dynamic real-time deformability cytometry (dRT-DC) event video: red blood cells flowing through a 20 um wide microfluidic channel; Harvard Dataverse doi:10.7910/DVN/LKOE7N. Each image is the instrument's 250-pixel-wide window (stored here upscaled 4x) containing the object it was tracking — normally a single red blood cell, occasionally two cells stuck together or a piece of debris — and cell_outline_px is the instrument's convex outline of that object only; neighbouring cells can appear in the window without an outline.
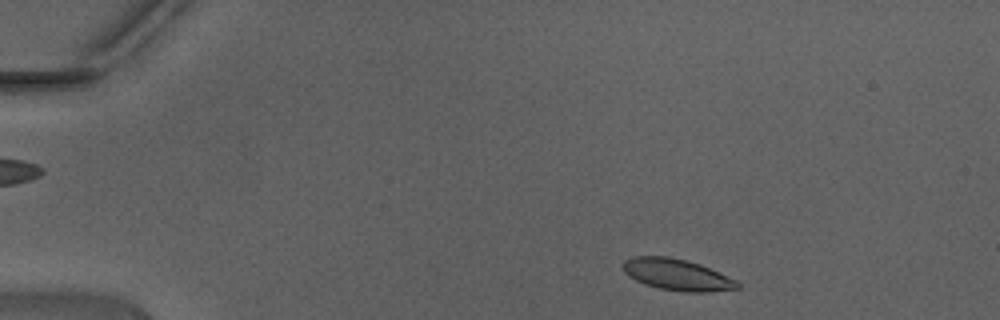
{"species": "Egyptian fruit bat (a non-hibernating species)", "species_latin": "Rousettus aegyptiacus", "temperature_condition": "warm", "stored_images_in_passage": 41, "camera_frame_rate_fps": 3000, "um_per_image_px": 0.085, "animal": {"sex": "male"}, "frame": {"image": 1, "passage_image": 2, "time_ms": 0.333, "image_size_px": [1000, 320], "cell_outline_px": [[740, 288], [708, 292], [684, 292], [660, 288], [636, 280], [628, 276], [624, 272], [624, 260], [632, 256], [668, 256], [688, 260], [700, 264], [736, 280], [740, 284]], "centroid_in_image_um": [57.55, 23.34], "position_along_channel_um": 27.4, "area_um2": 20.81}}
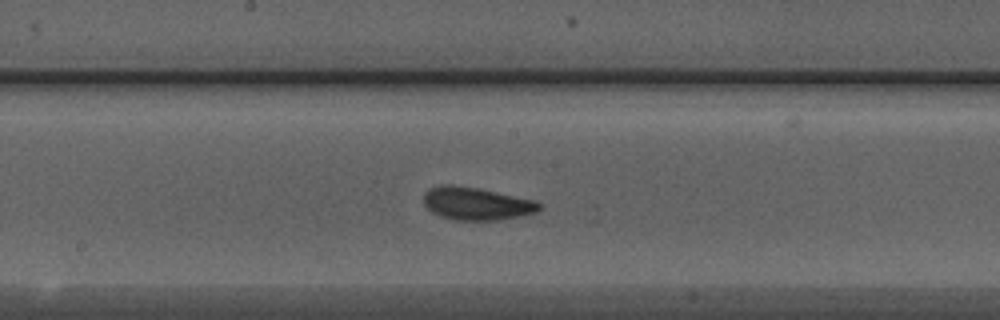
{"frame": {"image": 2, "passage_image": 20, "time_ms": 6.333, "image_size_px": [1000, 320], "cell_outline_px": [[544, 208], [536, 212], [496, 220], [456, 220], [440, 216], [432, 212], [424, 204], [424, 192], [428, 188], [440, 184], [452, 184], [476, 188], [536, 200], [544, 204]], "centroid_in_image_um": [40.5, 17.29], "position_along_channel_um": 207.7, "area_um2": 22.14}}
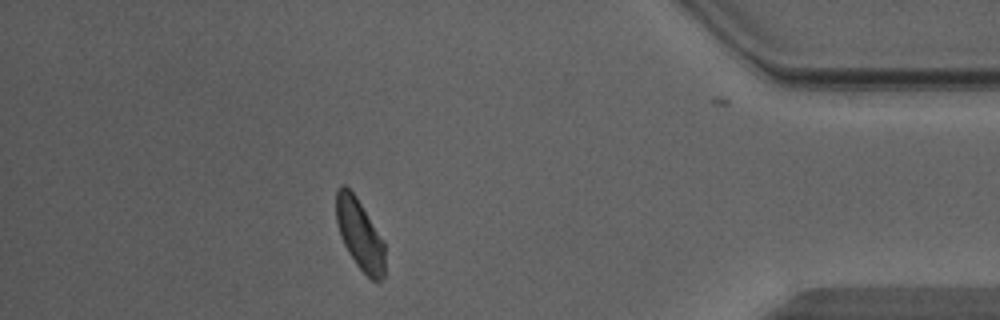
{"frame": {"image": 3, "passage_image": 36, "time_ms": 11.667, "image_size_px": [1000, 320], "cell_outline_px": [[384, 276], [376, 284], [356, 264], [348, 252], [340, 236], [336, 220], [336, 188], [340, 184], [344, 184], [356, 196], [384, 240]], "centroid_in_image_um": [30.57, 19.91], "position_along_channel_um": 404.6, "area_um2": 20.11}, "authors_computed_cell_mechanics": {"area_um2": 20.9236, "velocity_mm_per_s": 4.4118, "shape_relaxation_time_tau1_ms": 2.2, "shape_relaxation_time_tau2_ms": 0.9114, "deformation_change_tau1": 0.0928, "deformation_change_tau2": 0.0522}}